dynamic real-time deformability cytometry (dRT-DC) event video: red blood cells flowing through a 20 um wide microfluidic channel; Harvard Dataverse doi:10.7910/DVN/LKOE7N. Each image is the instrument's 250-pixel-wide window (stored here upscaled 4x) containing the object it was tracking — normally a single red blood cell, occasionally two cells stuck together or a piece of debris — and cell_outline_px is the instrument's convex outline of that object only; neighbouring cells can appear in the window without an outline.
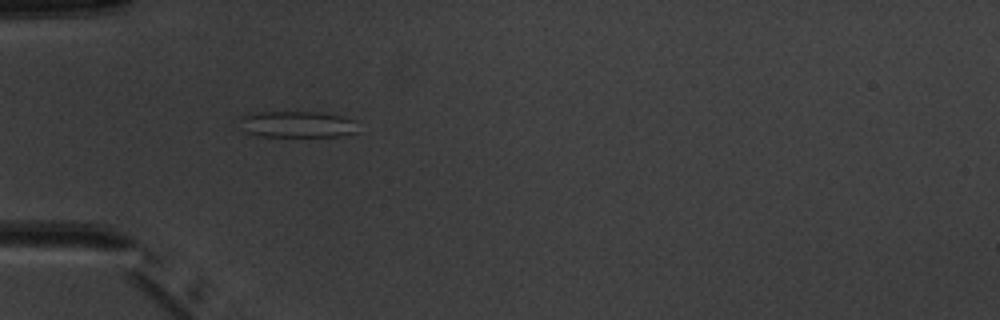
{"species": "common noctule bat (a hibernating species)", "species_latin": "Nyctalus noctula", "temperature_condition": "warm", "stored_images_in_passage": 4, "camera_frame_rate_fps": 3000, "um_per_image_px": 0.085, "animal": {"sex": "male", "body_mass_g": 20.1, "forearm_length_mm": 53.5}, "frame": {"image": 1, "passage_image": 1, "time_ms": 0.0, "image_size_px": [1000, 320], "cell_outline_px": [[356, 132], [340, 136], [260, 136], [248, 132], [240, 120], [240, 116], [252, 112], [320, 112], [340, 116], [352, 120]], "centroid_in_image_um": [25.23, 10.56], "position_along_channel_um": 59.8, "area_um2": 17.74}}
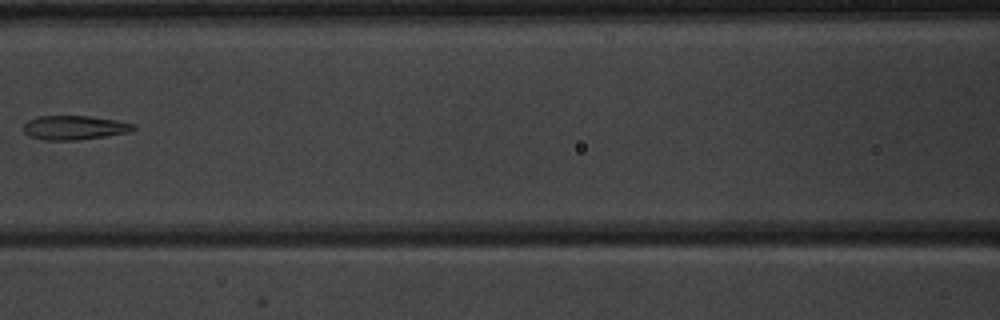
{"frame": {"image": 2, "passage_image": 3, "time_ms": 2.667, "image_size_px": [1000, 320], "cell_outline_px": [[136, 128], [128, 132], [104, 136], [76, 140], [44, 140], [28, 136], [24, 132], [24, 124], [28, 120], [36, 116], [88, 116], [116, 120], [136, 124]], "centroid_in_image_um": [6.3, 10.84], "position_along_channel_um": 160.3, "area_um2": 15.43}}
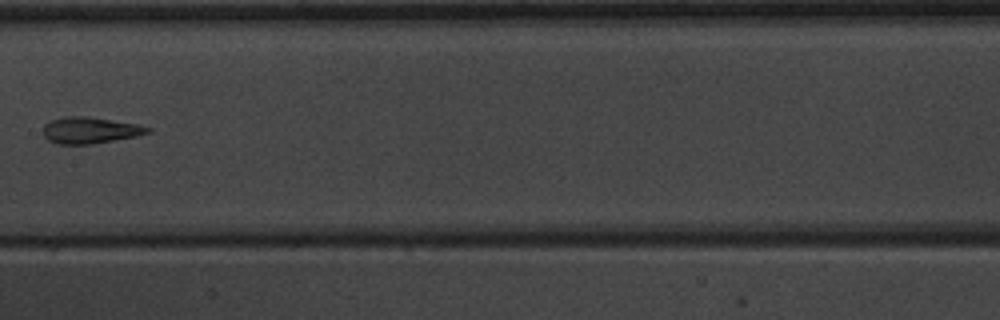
{"frame": {"image": 3, "passage_image": 4, "time_ms": 3.667, "image_size_px": [1000, 320], "cell_outline_px": [[152, 132], [136, 136], [92, 144], [56, 144], [48, 140], [44, 136], [44, 124], [48, 120], [64, 116], [84, 116], [140, 124], [152, 128]], "centroid_in_image_um": [7.65, 11.06], "position_along_channel_um": 199.7, "area_um2": 16.24}}